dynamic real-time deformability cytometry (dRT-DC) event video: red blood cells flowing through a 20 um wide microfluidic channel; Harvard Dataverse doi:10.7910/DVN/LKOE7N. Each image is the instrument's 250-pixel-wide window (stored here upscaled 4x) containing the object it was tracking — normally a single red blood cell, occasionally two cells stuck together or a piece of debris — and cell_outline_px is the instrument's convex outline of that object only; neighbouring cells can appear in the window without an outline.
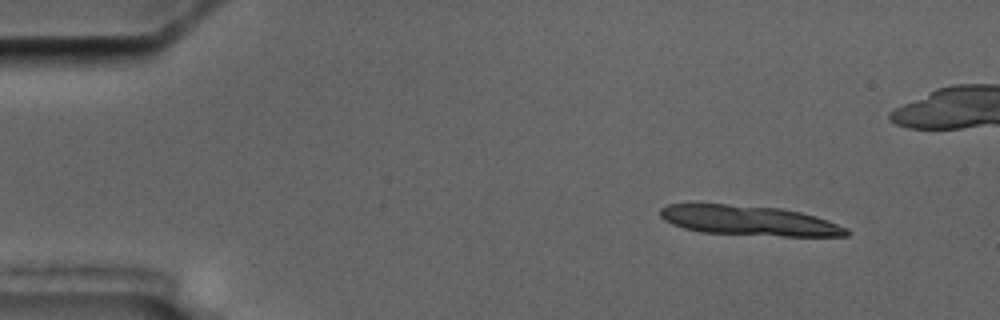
{"species": "common noctule bat (a hibernating species)", "species_latin": "Nyctalus noctula", "temperature_condition": "cold", "stored_images_in_passage": 5, "camera_frame_rate_fps": 3000, "um_per_image_px": 0.085, "animal": {"sex": "male", "body_mass_g": 17.5, "forearm_length_mm": 52.3}, "frame": {"image": 1, "passage_image": 1, "time_ms": 0.0, "image_size_px": [1000, 320], "cell_outline_px": [[852, 232], [848, 236], [780, 236], [700, 232], [684, 228], [672, 224], [664, 220], [660, 216], [660, 208], [668, 204], [728, 204], [780, 208], [800, 212], [816, 216], [828, 220], [848, 228]], "centroid_in_image_um": [63.7, 18.75], "position_along_channel_um": 21.3, "area_um2": 32.54}}